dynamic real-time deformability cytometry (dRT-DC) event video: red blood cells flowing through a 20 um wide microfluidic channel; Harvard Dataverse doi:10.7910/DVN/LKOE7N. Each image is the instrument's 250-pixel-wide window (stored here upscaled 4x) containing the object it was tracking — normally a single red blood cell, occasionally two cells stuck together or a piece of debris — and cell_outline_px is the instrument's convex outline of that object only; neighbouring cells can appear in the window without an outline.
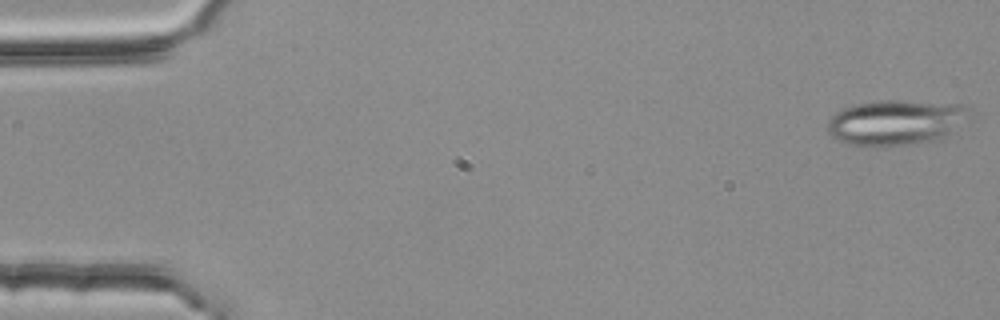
{"species": "common noctule bat (a hibernating species)", "species_latin": "Nyctalus noctula", "temperature_condition": "room temperature", "stored_images_in_passage": 3, "camera_frame_rate_fps": 3000, "um_per_image_px": 0.085, "animal": {"sex": "female", "body_mass_g": 25.1}, "frame": {"image": 1, "passage_image": 1, "time_ms": 0.0, "image_size_px": [1000, 320], "cell_outline_px": [[964, 108], [944, 132], [940, 136], [932, 140], [904, 144], [868, 148], [848, 144], [836, 140], [828, 132], [828, 120], [836, 112], [852, 104], [880, 100], [904, 100], [960, 104]], "centroid_in_image_um": [75.8, 10.4], "position_along_channel_um": 9.2, "area_um2": 35.66}}